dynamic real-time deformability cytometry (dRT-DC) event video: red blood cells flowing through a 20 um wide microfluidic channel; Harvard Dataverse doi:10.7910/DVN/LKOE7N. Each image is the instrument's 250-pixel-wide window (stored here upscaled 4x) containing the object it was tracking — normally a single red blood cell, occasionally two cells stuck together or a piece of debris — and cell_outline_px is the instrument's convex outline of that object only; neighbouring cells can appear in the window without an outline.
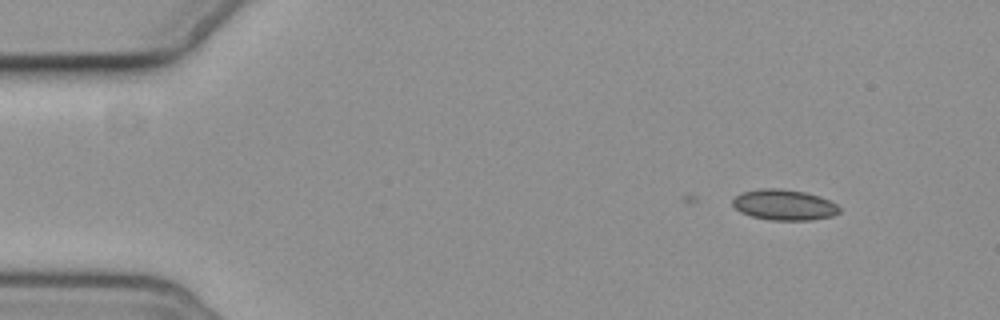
{"species": "common noctule bat (a hibernating species)", "species_latin": "Nyctalus noctula", "temperature_condition": "cold", "stored_images_in_passage": 9, "camera_frame_rate_fps": 3000, "um_per_image_px": 0.085, "animal": {"sex": "female", "body_mass_g": 19.3, "forearm_length_mm": 54.1}, "frame": {"image": 1, "passage_image": 3, "time_ms": 2.333, "image_size_px": [1000, 320], "cell_outline_px": [[840, 212], [832, 216], [812, 220], [772, 220], [752, 216], [740, 212], [732, 204], [732, 200], [740, 192], [760, 188], [780, 188], [804, 192], [820, 196], [836, 204], [840, 208]], "centroid_in_image_um": [66.64, 17.4], "position_along_channel_um": 18.4, "area_um2": 19.13}}
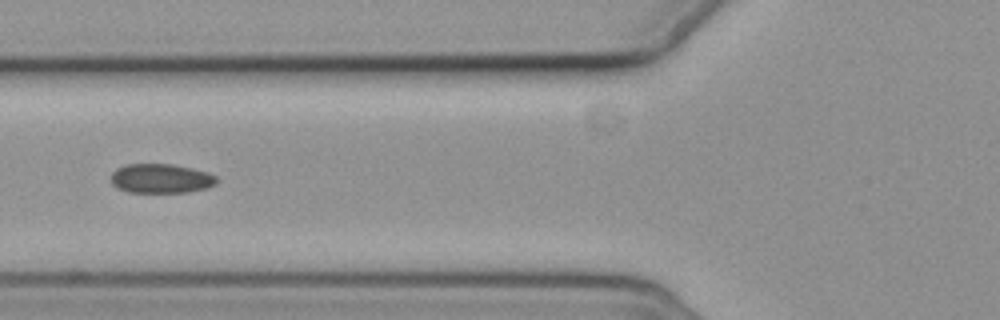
{"frame": {"image": 2, "passage_image": 7, "time_ms": 7.667, "image_size_px": [1000, 320], "cell_outline_px": [[220, 180], [216, 184], [208, 188], [188, 192], [128, 192], [116, 188], [112, 184], [112, 172], [116, 168], [124, 164], [172, 164], [192, 168], [208, 172], [216, 176]], "centroid_in_image_um": [13.7, 15.17], "position_along_channel_um": 112.1, "area_um2": 18.32}}
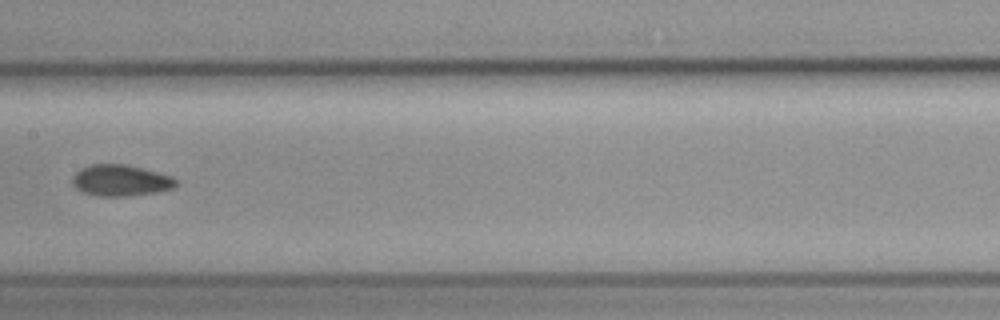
{"frame": {"image": 3, "passage_image": 9, "time_ms": 10.0, "image_size_px": [1000, 320], "cell_outline_px": [[176, 184], [172, 188], [156, 192], [124, 196], [96, 196], [80, 192], [72, 184], [72, 176], [80, 168], [88, 164], [124, 164], [172, 176], [176, 180]], "centroid_in_image_um": [10.18, 15.34], "position_along_channel_um": 197.2, "area_um2": 18.84}}